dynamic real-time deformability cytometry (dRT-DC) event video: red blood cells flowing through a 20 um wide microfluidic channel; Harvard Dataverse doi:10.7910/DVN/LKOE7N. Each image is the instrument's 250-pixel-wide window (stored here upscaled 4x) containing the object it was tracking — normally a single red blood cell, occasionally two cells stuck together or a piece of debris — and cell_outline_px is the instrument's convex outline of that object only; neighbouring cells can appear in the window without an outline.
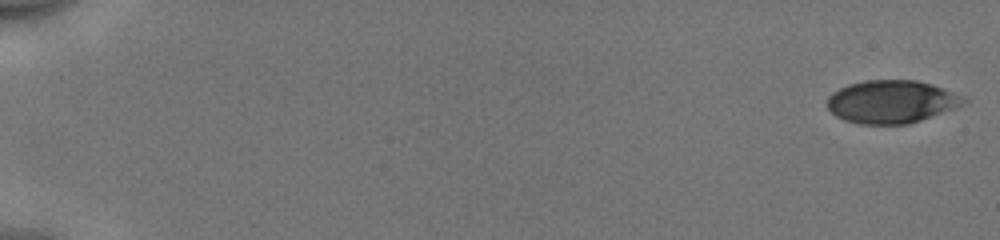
{"species": "human", "species_latin": "Homo sapiens", "temperature_condition": "cold", "stored_images_in_passage": 53, "camera_frame_rate_fps": 3000, "um_per_image_px": 0.085, "donor": {"sex": "male"}, "frame": {"image": 1, "passage_image": 1, "time_ms": 0.0, "image_size_px": [1000, 240], "cell_outline_px": [[968, 104], [908, 124], [860, 124], [844, 120], [836, 116], [828, 108], [828, 96], [832, 92], [848, 84], [864, 80], [916, 80], [932, 84], [964, 96], [968, 100]], "centroid_in_image_um": [75.81, 8.64], "position_along_channel_um": 9.2, "area_um2": 34.28}}
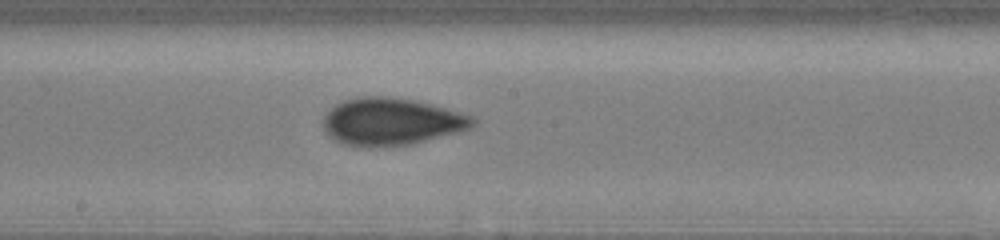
{"frame": {"image": 2, "passage_image": 31, "time_ms": 10.0, "image_size_px": [1000, 240], "cell_outline_px": [[476, 124], [472, 128], [460, 132], [412, 144], [344, 144], [328, 136], [324, 132], [324, 116], [336, 104], [344, 100], [360, 96], [384, 96], [412, 100], [432, 104], [472, 116], [476, 120]], "centroid_in_image_um": [33.31, 10.3], "position_along_channel_um": 214.9, "area_um2": 40.4}}
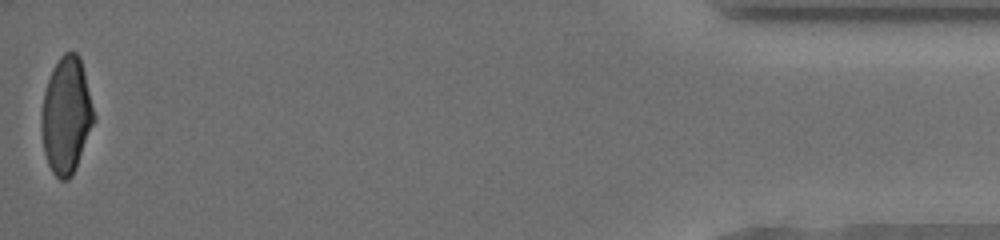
{"frame": {"image": 3, "passage_image": 53, "time_ms": 17.333, "image_size_px": [1000, 240], "cell_outline_px": [[96, 120], [76, 168], [72, 176], [68, 180], [60, 180], [52, 172], [48, 164], [44, 152], [40, 128], [40, 112], [44, 92], [52, 68], [60, 56], [64, 52], [76, 52], [80, 56], [96, 116]], "centroid_in_image_um": [5.63, 9.82], "position_along_channel_um": 429.6, "area_um2": 36.24}, "authors_computed_cell_mechanics": {"area_um2": 37.9746, "velocity_mm_per_s": 3.9799, "shape_relaxation_time_tau1_ms": 4.2611, "shape_relaxation_time_tau2_ms": 1.2921, "deformation_change_tau1": 0.1382, "deformation_change_tau2": 0.0768}}